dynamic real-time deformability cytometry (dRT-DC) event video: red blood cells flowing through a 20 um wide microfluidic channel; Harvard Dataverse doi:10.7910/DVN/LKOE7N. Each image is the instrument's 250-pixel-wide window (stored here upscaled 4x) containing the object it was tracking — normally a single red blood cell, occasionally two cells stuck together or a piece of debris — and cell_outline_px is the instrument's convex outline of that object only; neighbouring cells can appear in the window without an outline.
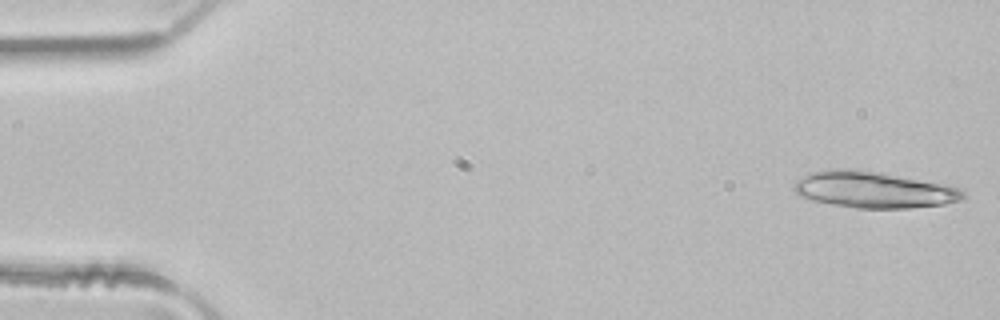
{"species": "common noctule bat (a hibernating species)", "species_latin": "Nyctalus noctula", "temperature_condition": "room temperature", "stored_images_in_passage": 47, "segment_of_instrument_passage": [1, 2], "camera_frame_rate_fps": 3000, "um_per_image_px": 0.085, "animal": {"sex": "male", "body_mass_g": 21.5, "forearm_length_mm": 52.0}, "frame": {"image": 1, "passage_image": 1, "time_ms": 0.0, "image_size_px": [1000, 320], "cell_outline_px": [[964, 200], [944, 204], [908, 208], [856, 208], [832, 204], [812, 200], [800, 196], [792, 188], [796, 180], [808, 172], [840, 168], [852, 168], [880, 172], [948, 184], [964, 188]], "centroid_in_image_um": [74.29, 16.11], "position_along_channel_um": 10.7, "area_um2": 36.3}}